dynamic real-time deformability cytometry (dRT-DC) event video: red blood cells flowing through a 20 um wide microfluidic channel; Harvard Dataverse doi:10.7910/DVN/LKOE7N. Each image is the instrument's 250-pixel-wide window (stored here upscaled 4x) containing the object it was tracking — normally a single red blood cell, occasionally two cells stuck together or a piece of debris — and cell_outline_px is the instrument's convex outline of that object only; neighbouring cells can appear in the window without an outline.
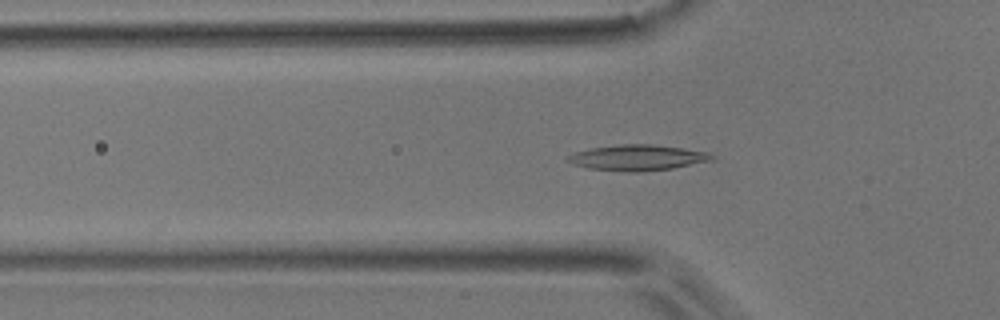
{"species": "common noctule bat (a hibernating species)", "species_latin": "Nyctalus noctula", "temperature_condition": "room temperature", "stored_images_in_passage": 33, "camera_frame_rate_fps": 3000, "um_per_image_px": 0.085, "animal": {"sex": "male", "body_mass_g": 17.9}, "frame": {"image": 1, "passage_image": 16, "time_ms": 5.0, "image_size_px": [1000, 320], "cell_outline_px": [[716, 156], [712, 160], [672, 168], [636, 172], [628, 172], [588, 168], [572, 164], [564, 160], [568, 156], [576, 152], [592, 148], [620, 144], [648, 144], [680, 148], [708, 152]], "centroid_in_image_um": [54.16, 13.4], "position_along_channel_um": 71.6, "area_um2": 21.33}}
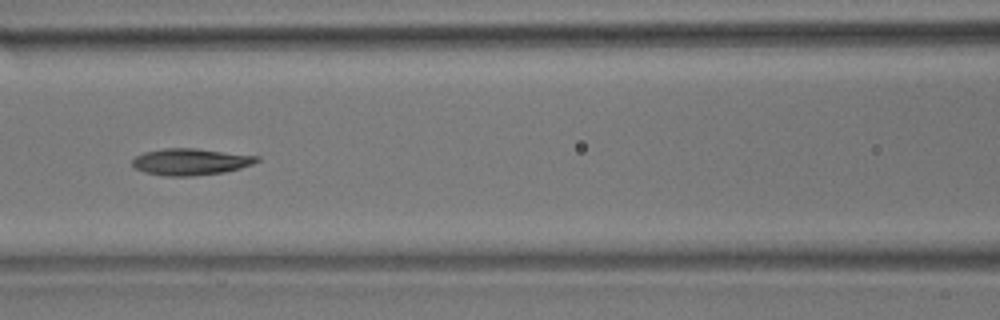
{"frame": {"image": 2, "passage_image": 22, "time_ms": 7.0, "image_size_px": [1000, 320], "cell_outline_px": [[260, 160], [252, 164], [240, 168], [224, 172], [192, 176], [164, 176], [144, 172], [132, 168], [132, 160], [136, 156], [144, 152], [164, 148], [196, 148], [260, 156]], "centroid_in_image_um": [16.18, 13.75], "position_along_channel_um": 150.4, "area_um2": 19.48}}
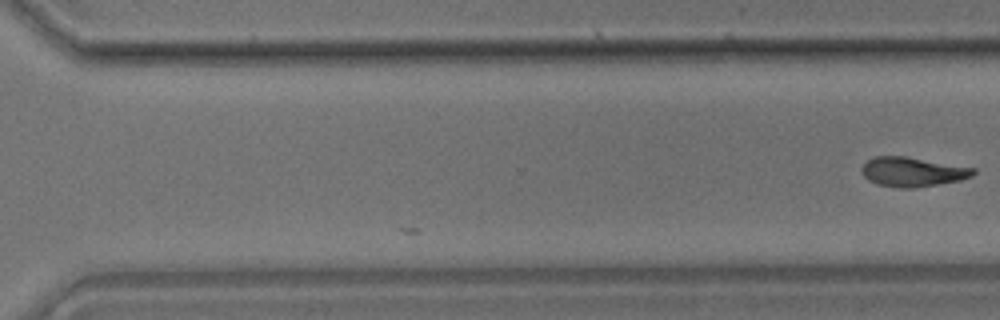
{"frame": {"image": 3, "passage_image": 33, "time_ms": 10.667, "image_size_px": [1000, 320], "cell_outline_px": [[976, 172], [972, 176], [960, 180], [912, 188], [900, 188], [876, 184], [868, 180], [864, 176], [860, 168], [868, 160], [876, 156], [904, 156], [976, 168]], "centroid_in_image_um": [77.55, 14.6], "position_along_channel_um": 293.0, "area_um2": 19.02}}